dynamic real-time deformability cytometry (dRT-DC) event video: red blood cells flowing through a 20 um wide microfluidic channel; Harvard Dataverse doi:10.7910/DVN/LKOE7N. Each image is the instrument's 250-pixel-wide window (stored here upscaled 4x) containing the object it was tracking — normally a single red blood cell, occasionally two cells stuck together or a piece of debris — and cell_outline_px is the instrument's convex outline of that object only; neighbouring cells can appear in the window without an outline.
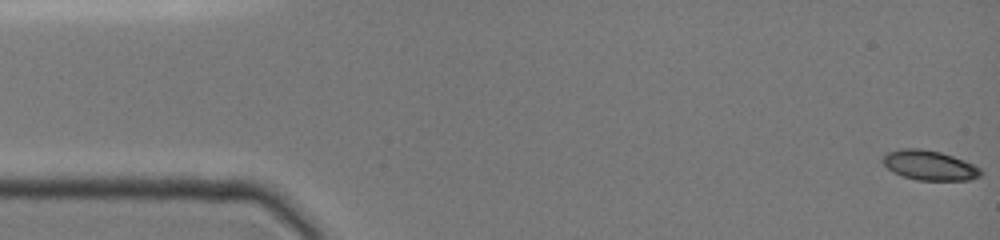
{"species": "common noctule bat (a hibernating species)", "species_latin": "Nyctalus noctula", "temperature_condition": "cold", "stored_images_in_passage": 42, "camera_frame_rate_fps": 3000, "um_per_image_px": 0.085, "animal": {"sex": "female", "body_mass_g": 19.0, "forearm_length_mm": 51.5}, "frame": {"image": 1, "passage_image": 1, "time_ms": 0.0, "image_size_px": [1000, 240], "cell_outline_px": [[984, 172], [980, 176], [968, 180], [920, 180], [904, 176], [888, 168], [884, 164], [884, 156], [888, 152], [900, 148], [920, 148], [940, 152], [964, 160], [980, 168]], "centroid_in_image_um": [79.04, 14.04], "position_along_channel_um": 6.0, "area_um2": 16.7}}
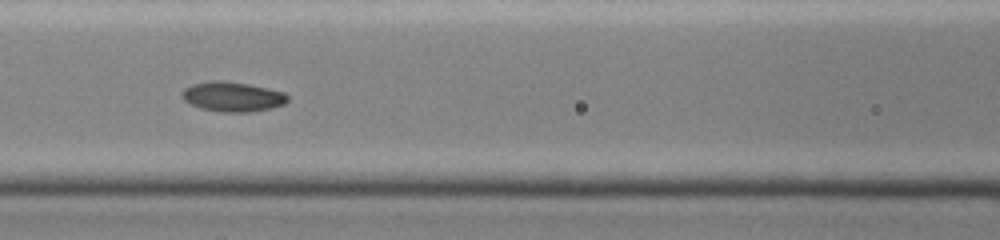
{"frame": {"image": 2, "passage_image": 19, "time_ms": 6.667, "image_size_px": [1000, 240], "cell_outline_px": [[288, 100], [284, 104], [268, 108], [248, 112], [224, 112], [200, 108], [184, 100], [184, 88], [192, 84], [212, 80], [224, 80], [248, 84], [284, 92], [288, 96]], "centroid_in_image_um": [19.77, 8.2], "position_along_channel_um": 146.8, "area_um2": 18.03}}
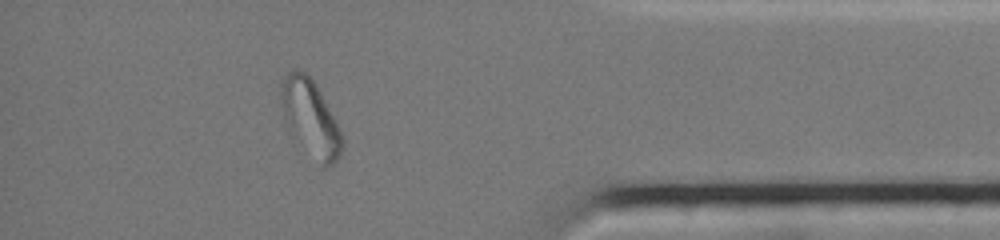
{"frame": {"image": 3, "passage_image": 36, "time_ms": 13.667, "image_size_px": [1000, 240], "cell_outline_px": [[344, 144], [340, 156], [332, 164], [324, 168], [320, 164], [284, 120], [280, 92], [280, 84], [288, 72], [304, 72], [312, 80], [336, 120], [340, 128]], "centroid_in_image_um": [26.42, 10.03], "position_along_channel_um": 408.8, "area_um2": 25.89}, "authors_computed_cell_mechanics": {"area_um2": 17.34, "velocity_mm_per_s": 4.0086, "shape_relaxation_time_tau1_ms": 3.9962, "shape_relaxation_time_tau2_ms": 4.4828, "deformation_change_tau1": 0.1548, "deformation_change_tau2": 0.0848}}